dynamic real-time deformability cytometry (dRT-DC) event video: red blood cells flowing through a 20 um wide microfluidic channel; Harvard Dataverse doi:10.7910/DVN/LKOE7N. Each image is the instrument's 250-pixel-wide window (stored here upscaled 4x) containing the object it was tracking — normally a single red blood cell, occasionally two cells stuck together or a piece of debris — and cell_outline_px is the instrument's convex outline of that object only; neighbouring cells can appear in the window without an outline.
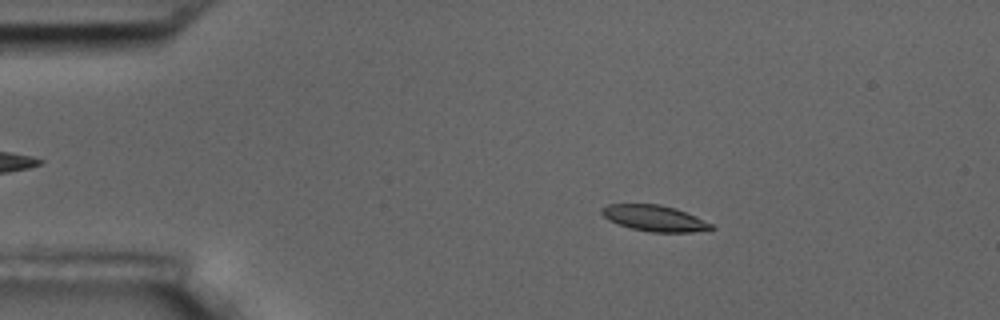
{"species": "common noctule bat (a hibernating species)", "species_latin": "Nyctalus noctula", "temperature_condition": "room temperature", "stored_images_in_passage": 5, "camera_frame_rate_fps": 3000, "um_per_image_px": 0.085, "animal": {"sex": "male", "body_mass_g": 17.5, "forearm_length_mm": 52.3}, "frame": {"image": 1, "passage_image": 3, "time_ms": 2.333, "image_size_px": [1000, 320], "cell_outline_px": [[716, 228], [692, 232], [652, 232], [632, 228], [608, 220], [600, 212], [600, 208], [608, 204], [660, 204], [676, 208], [712, 224]], "centroid_in_image_um": [55.6, 18.54], "position_along_channel_um": 29.4, "area_um2": 16.42}}